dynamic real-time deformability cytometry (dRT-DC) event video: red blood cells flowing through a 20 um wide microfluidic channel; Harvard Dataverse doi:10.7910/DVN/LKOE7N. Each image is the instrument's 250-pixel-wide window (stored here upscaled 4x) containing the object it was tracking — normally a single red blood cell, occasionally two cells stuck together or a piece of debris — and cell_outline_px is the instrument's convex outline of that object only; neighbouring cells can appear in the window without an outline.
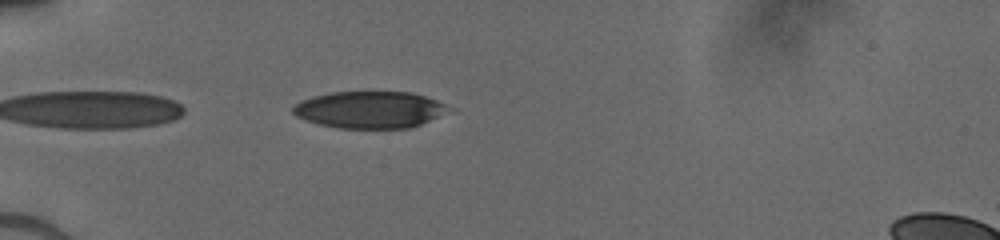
{"species": "human", "species_latin": "Homo sapiens", "temperature_condition": "cold", "stored_images_in_passage": 34, "camera_frame_rate_fps": 3000, "um_per_image_px": 0.085, "donor": {"sex": "male"}, "frame": {"image": 1, "passage_image": 2, "time_ms": 0.333, "image_size_px": [1000, 240], "cell_outline_px": [[456, 112], [412, 128], [336, 128], [304, 120], [296, 116], [292, 112], [292, 108], [300, 100], [312, 96], [328, 92], [412, 92], [436, 100], [456, 108]], "centroid_in_image_um": [31.54, 9.33], "position_along_channel_um": 53.5, "area_um2": 34.33}}
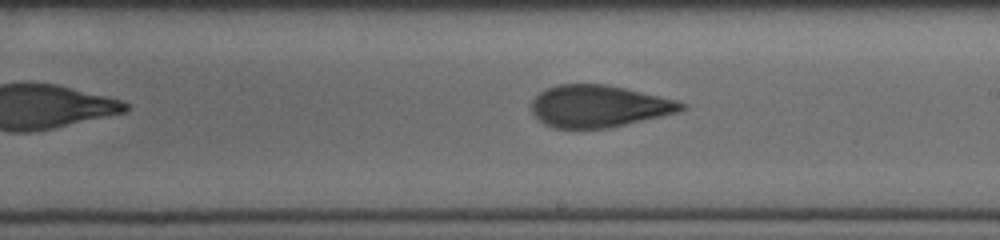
{"frame": {"image": 2, "passage_image": 18, "time_ms": 5.333, "image_size_px": [1000, 240], "cell_outline_px": [[688, 108], [676, 112], [660, 116], [608, 128], [552, 128], [544, 124], [532, 112], [532, 100], [540, 92], [556, 84], [608, 84], [676, 100], [688, 104]], "centroid_in_image_um": [50.89, 9.02], "position_along_channel_um": 238.1, "area_um2": 36.53}}
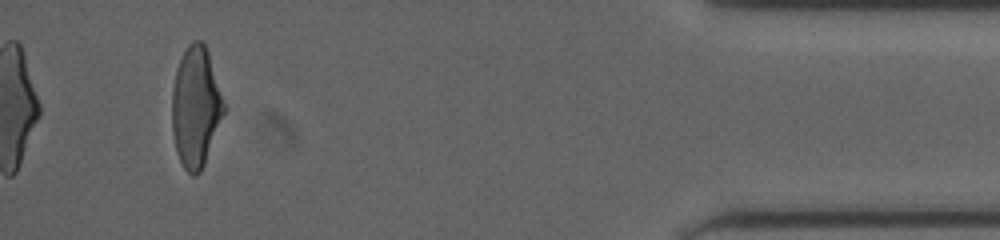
{"frame": {"image": 3, "passage_image": 34, "time_ms": 11.0, "image_size_px": [1000, 240], "cell_outline_px": [[228, 108], [204, 164], [200, 172], [196, 176], [192, 176], [184, 168], [176, 152], [172, 132], [172, 88], [176, 68], [188, 44], [192, 40], [200, 40], [204, 44], [208, 52]], "centroid_in_image_um": [16.67, 9.1], "position_along_channel_um": 418.5, "area_um2": 37.05}}